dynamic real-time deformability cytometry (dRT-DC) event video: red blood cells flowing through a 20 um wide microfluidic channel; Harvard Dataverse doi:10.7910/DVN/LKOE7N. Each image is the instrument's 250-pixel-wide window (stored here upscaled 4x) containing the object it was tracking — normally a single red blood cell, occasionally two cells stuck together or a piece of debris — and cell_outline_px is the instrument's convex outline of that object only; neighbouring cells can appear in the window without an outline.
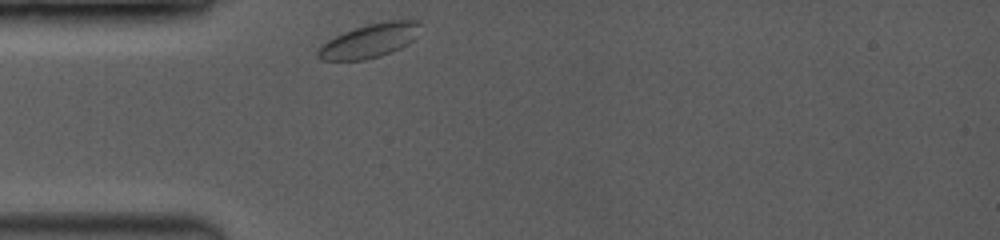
{"species": "common noctule bat (a hibernating species)", "species_latin": "Nyctalus noctula", "temperature_condition": "room temperature", "stored_images_in_passage": 35, "camera_frame_rate_fps": 3500, "um_per_image_px": 0.085, "animal": {"sex": "female", "body_mass_g": 19.0, "forearm_length_mm": 53.3}, "frame": {"image": 1, "passage_image": 1, "time_ms": 0.0, "image_size_px": [1000, 240], "cell_outline_px": [[420, 24], [412, 40], [408, 44], [392, 52], [380, 56], [364, 60], [320, 60], [316, 56], [316, 52], [320, 44], [344, 32], [368, 24], [388, 20], [420, 20]], "centroid_in_image_um": [31.37, 3.47], "position_along_channel_um": 53.6, "area_um2": 20.11}}
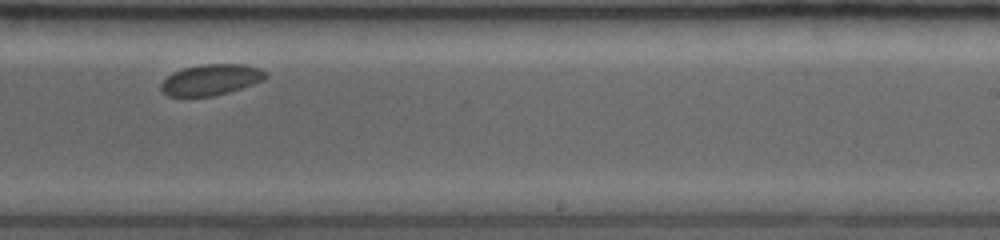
{"frame": {"image": 2, "passage_image": 22, "time_ms": 6.0, "image_size_px": [1000, 240], "cell_outline_px": [[268, 76], [264, 80], [228, 92], [212, 96], [168, 96], [160, 92], [160, 84], [172, 72], [184, 68], [204, 64], [248, 64], [260, 68], [268, 72]], "centroid_in_image_um": [17.94, 6.77], "position_along_channel_um": 271.1, "area_um2": 18.96}}
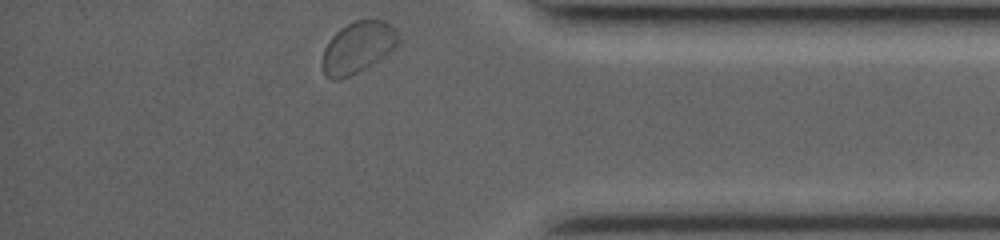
{"frame": {"image": 3, "passage_image": 35, "time_ms": 9.714, "image_size_px": [1000, 240], "cell_outline_px": [[400, 40], [396, 48], [364, 68], [348, 76], [336, 80], [332, 80], [324, 76], [320, 64], [324, 48], [332, 36], [340, 28], [356, 20], [384, 20], [396, 32]], "centroid_in_image_um": [30.36, 4.04], "position_along_channel_um": 404.8, "area_um2": 22.6}, "authors_computed_cell_mechanics": {"area_um2": 19.4786, "velocity_mm_per_s": 3.7669, "shape_relaxation_time_tau1_ms": 0.8348, "shape_relaxation_time_tau2_ms": null, "deformation_change_tau1": 0.033, "deformation_change_tau2": null}}